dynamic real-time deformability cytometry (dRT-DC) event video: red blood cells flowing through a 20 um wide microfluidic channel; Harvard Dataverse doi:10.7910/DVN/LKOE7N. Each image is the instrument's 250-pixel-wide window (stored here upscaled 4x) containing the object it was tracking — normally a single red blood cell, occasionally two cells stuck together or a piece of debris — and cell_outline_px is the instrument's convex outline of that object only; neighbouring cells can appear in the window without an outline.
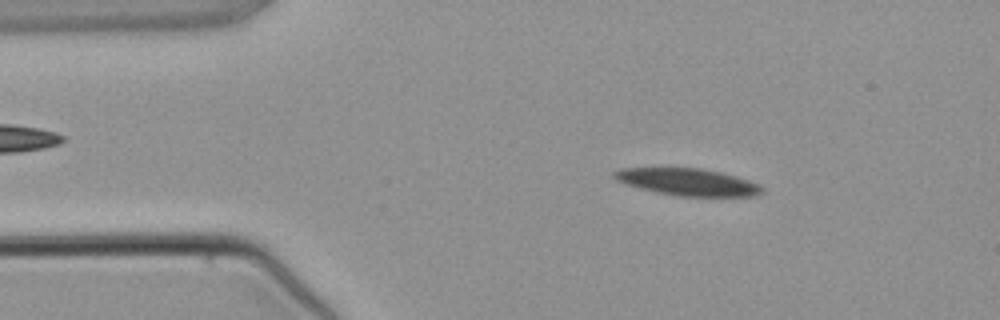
{"species": "common noctule bat (a hibernating species)", "species_latin": "Nyctalus noctula", "temperature_condition": "warm", "stored_images_in_passage": 3, "camera_frame_rate_fps": 3000, "um_per_image_px": 0.085, "animal": {"sex": "male", "body_mass_g": 21.5, "forearm_length_mm": 52.0}, "frame": {"image": 1, "passage_image": 1, "time_ms": 0.0, "image_size_px": [1000, 320], "cell_outline_px": [[764, 192], [756, 196], [676, 196], [656, 192], [624, 184], [616, 180], [612, 176], [612, 172], [620, 168], [700, 168], [720, 172], [736, 176], [760, 184], [764, 188]], "centroid_in_image_um": [58.45, 15.47], "position_along_channel_um": 26.5, "area_um2": 23.47}}
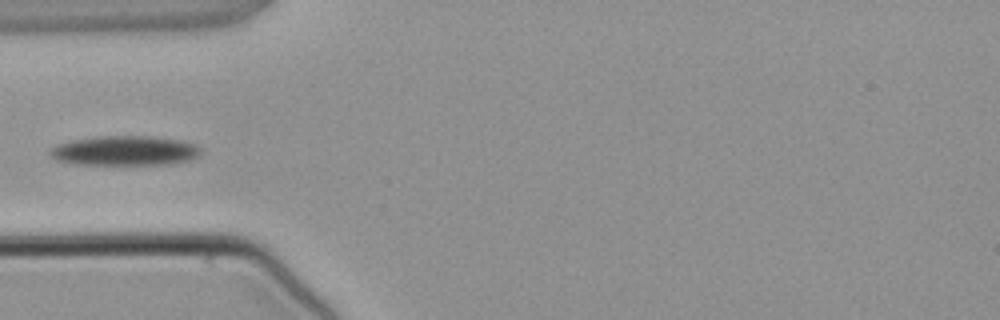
{"frame": {"image": 2, "passage_image": 3, "time_ms": 2.333, "image_size_px": [1000, 320], "cell_outline_px": [[200, 156], [188, 160], [172, 164], [72, 164], [56, 160], [48, 156], [48, 148], [56, 144], [72, 140], [96, 136], [152, 136], [184, 140], [196, 144], [200, 148]], "centroid_in_image_um": [10.57, 12.8], "position_along_channel_um": 74.4, "area_um2": 26.53}}